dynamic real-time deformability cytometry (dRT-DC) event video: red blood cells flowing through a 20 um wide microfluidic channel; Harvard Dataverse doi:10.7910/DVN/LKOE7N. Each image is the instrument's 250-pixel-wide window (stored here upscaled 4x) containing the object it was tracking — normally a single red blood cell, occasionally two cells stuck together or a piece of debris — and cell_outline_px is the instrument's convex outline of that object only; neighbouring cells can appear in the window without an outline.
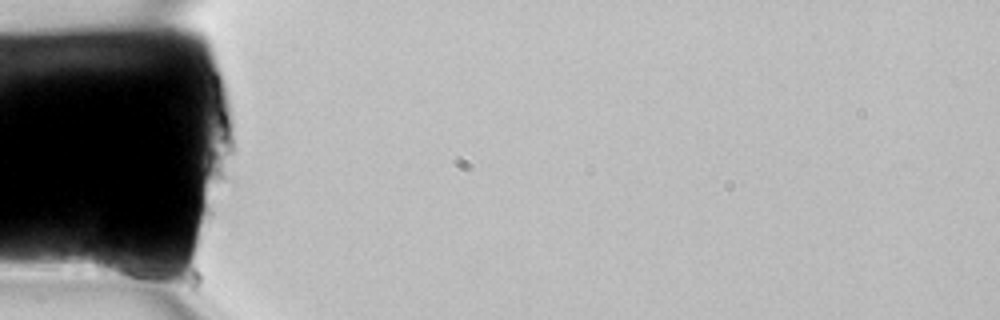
{"species": "common noctule bat (a hibernating species)", "species_latin": "Nyctalus noctula", "temperature_condition": "room temperature", "stored_images_in_passage": 2, "camera_frame_rate_fps": 3000, "um_per_image_px": 0.085, "animal": {"sex": "female", "body_mass_g": 22.7, "forearm_length_mm": 54.2}, "frame": {"image": 1, "passage_image": 1, "time_ms": 0.0, "image_size_px": [1000, 320], "cell_outline_px": [[164, 276], [136, 280], [96, 272], [92, 264], [92, 256], [96, 244], [140, 256], [156, 268]], "centroid_in_image_um": [10.4, 22.46], "position_along_channel_um": 74.6, "area_um2": 11.04}}